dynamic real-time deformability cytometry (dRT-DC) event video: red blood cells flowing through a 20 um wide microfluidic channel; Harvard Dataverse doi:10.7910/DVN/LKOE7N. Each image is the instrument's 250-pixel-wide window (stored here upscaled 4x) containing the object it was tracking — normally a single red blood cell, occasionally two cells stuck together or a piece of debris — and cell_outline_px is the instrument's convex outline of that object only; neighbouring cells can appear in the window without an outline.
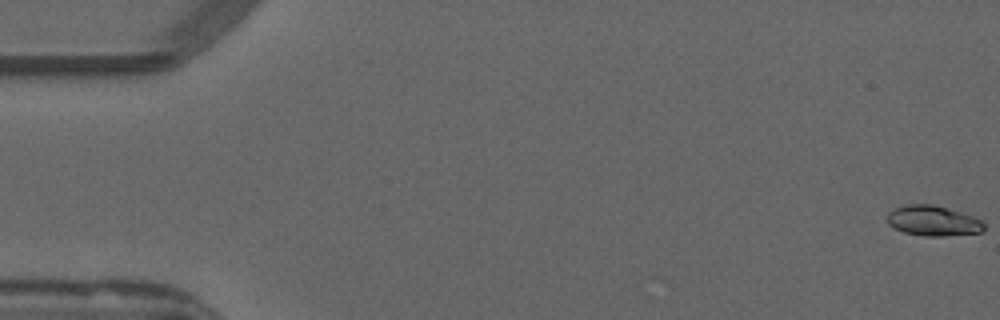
{"species": "common noctule bat (a hibernating species)", "species_latin": "Nyctalus noctula", "temperature_condition": "warm", "stored_images_in_passage": 54, "camera_frame_rate_fps": 3000, "um_per_image_px": 0.085, "animal": {"sex": "male", "forearm_length_mm": 52.5}, "frame": {"image": 1, "passage_image": 1, "time_ms": 0.0, "image_size_px": [1000, 320], "cell_outline_px": [[984, 228], [980, 232], [944, 236], [924, 236], [904, 232], [892, 228], [888, 224], [888, 212], [904, 204], [932, 204], [960, 212], [972, 216], [980, 220], [984, 224]], "centroid_in_image_um": [79.26, 18.77], "position_along_channel_um": 5.7, "area_um2": 16.94}}
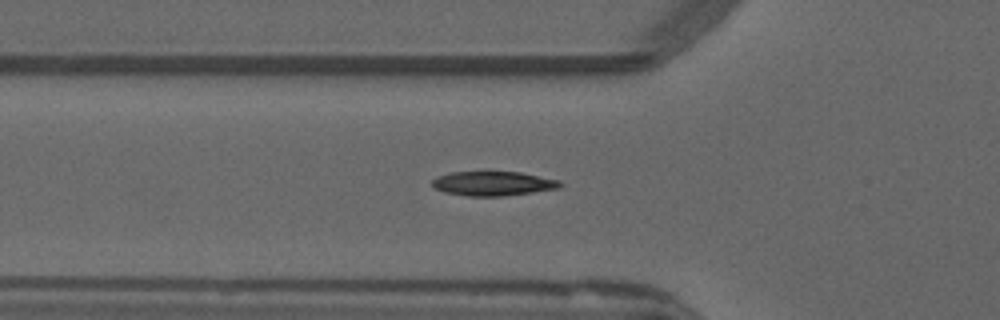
{"frame": {"image": 2, "passage_image": 19, "time_ms": 6.0, "image_size_px": [1000, 320], "cell_outline_px": [[564, 184], [560, 188], [504, 196], [468, 196], [444, 192], [436, 188], [432, 184], [432, 180], [436, 176], [452, 172], [484, 168], [520, 172], [560, 180]], "centroid_in_image_um": [41.9, 15.54], "position_along_channel_um": 83.9, "area_um2": 19.13}}
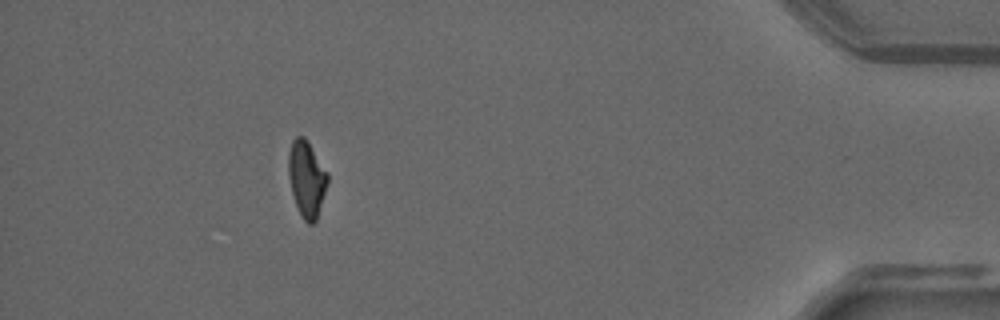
{"frame": {"image": 3, "passage_image": 49, "time_ms": 16.0, "image_size_px": [1000, 320], "cell_outline_px": [[328, 180], [316, 220], [312, 224], [308, 224], [300, 216], [292, 192], [288, 172], [288, 152], [292, 140], [296, 136], [304, 136], [328, 172]], "centroid_in_image_um": [26.05, 15.18], "position_along_channel_um": 409.1, "area_um2": 17.22}, "authors_computed_cell_mechanics": {"area_um2": 17.4556, "velocity_mm_per_s": 3.8365, "shape_relaxation_time_tau1_ms": null, "shape_relaxation_time_tau2_ms": 2.0846, "deformation_change_tau1": null, "deformation_change_tau2": 0.0638}}